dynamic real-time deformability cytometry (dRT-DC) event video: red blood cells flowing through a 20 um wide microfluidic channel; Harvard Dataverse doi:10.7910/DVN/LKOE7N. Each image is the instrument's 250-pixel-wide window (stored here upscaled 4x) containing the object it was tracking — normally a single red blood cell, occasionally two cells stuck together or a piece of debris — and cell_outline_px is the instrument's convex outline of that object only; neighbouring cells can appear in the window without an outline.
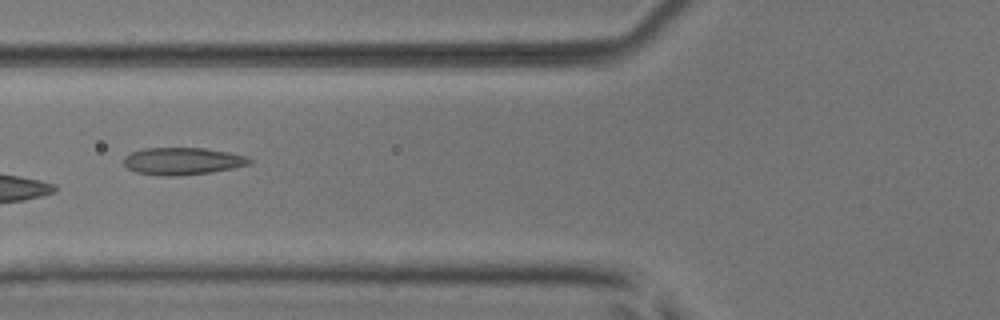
{"species": "common noctule bat (a hibernating species)", "species_latin": "Nyctalus noctula", "temperature_condition": "room temperature", "stored_images_in_passage": 5, "camera_frame_rate_fps": 3000, "um_per_image_px": 0.085, "animal": {"sex": "male", "body_mass_g": 17.9, "forearm_length_mm": 54.2}, "frame": {"image": 1, "passage_image": 4, "time_ms": 1.0, "image_size_px": [1000, 320], "cell_outline_px": [[252, 164], [212, 172], [180, 176], [160, 176], [136, 172], [128, 168], [124, 164], [124, 156], [132, 152], [144, 148], [204, 148], [228, 152], [248, 156], [252, 160]], "centroid_in_image_um": [15.53, 13.7], "position_along_channel_um": 110.3, "area_um2": 20.11}}
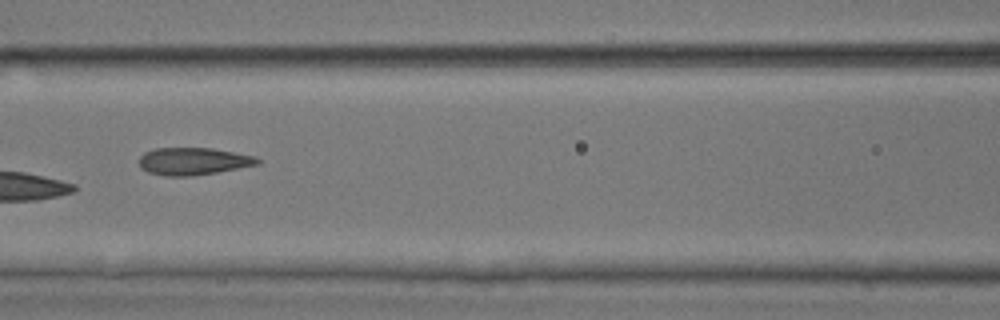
{"frame": {"image": 2, "passage_image": 5, "time_ms": 1.333, "image_size_px": [1000, 320], "cell_outline_px": [[260, 164], [216, 172], [192, 176], [164, 176], [148, 172], [140, 168], [140, 156], [144, 152], [156, 148], [212, 148], [256, 156], [260, 160]], "centroid_in_image_um": [16.42, 13.7], "position_along_channel_um": 150.2, "area_um2": 18.9}}